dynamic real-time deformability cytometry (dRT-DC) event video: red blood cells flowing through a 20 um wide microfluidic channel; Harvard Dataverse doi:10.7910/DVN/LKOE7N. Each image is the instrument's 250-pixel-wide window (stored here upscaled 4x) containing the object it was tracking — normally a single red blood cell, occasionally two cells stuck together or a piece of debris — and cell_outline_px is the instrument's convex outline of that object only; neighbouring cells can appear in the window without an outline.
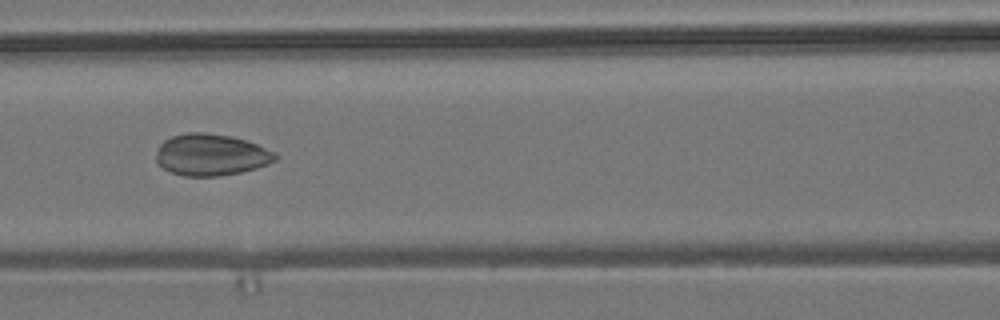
{"species": "common noctule bat (a hibernating species)", "species_latin": "Nyctalus noctula", "temperature_condition": "room temperature", "stored_images_in_passage": 6, "camera_frame_rate_fps": 3000, "um_per_image_px": 0.085, "animal": {"sex": "male", "body_mass_g": 19.2, "forearm_length_mm": 51.8}, "frame": {"image": 1, "passage_image": 4, "time_ms": 4.333, "image_size_px": [1000, 320], "cell_outline_px": [[276, 160], [268, 164], [256, 168], [240, 172], [220, 176], [184, 176], [172, 172], [164, 168], [156, 160], [156, 152], [160, 144], [164, 140], [172, 136], [188, 132], [204, 132], [232, 136], [248, 140], [276, 152]], "centroid_in_image_um": [17.95, 13.14], "position_along_channel_um": 148.6, "area_um2": 29.02}}
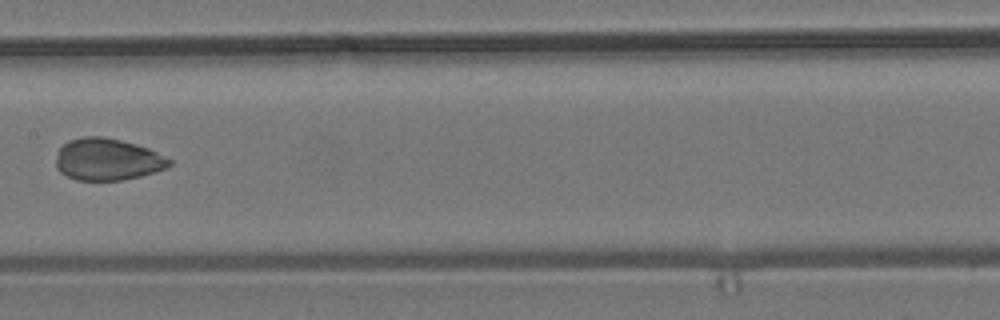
{"frame": {"image": 2, "passage_image": 5, "time_ms": 5.667, "image_size_px": [1000, 320], "cell_outline_px": [[172, 164], [168, 168], [156, 172], [124, 180], [76, 180], [60, 172], [56, 168], [56, 156], [60, 148], [68, 140], [84, 136], [104, 136], [136, 144], [148, 148], [172, 160]], "centroid_in_image_um": [9.14, 13.55], "position_along_channel_um": 198.3, "area_um2": 27.86}}
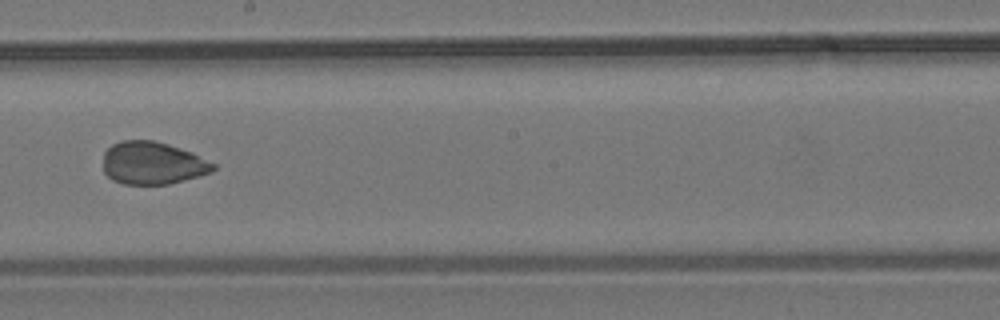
{"frame": {"image": 3, "passage_image": 6, "time_ms": 6.667, "image_size_px": [1000, 320], "cell_outline_px": [[216, 168], [212, 172], [184, 180], [168, 184], [124, 184], [112, 180], [104, 172], [104, 152], [112, 144], [120, 140], [152, 140], [168, 144], [192, 152], [216, 164]], "centroid_in_image_um": [12.97, 13.86], "position_along_channel_um": 235.2, "area_um2": 27.4}}